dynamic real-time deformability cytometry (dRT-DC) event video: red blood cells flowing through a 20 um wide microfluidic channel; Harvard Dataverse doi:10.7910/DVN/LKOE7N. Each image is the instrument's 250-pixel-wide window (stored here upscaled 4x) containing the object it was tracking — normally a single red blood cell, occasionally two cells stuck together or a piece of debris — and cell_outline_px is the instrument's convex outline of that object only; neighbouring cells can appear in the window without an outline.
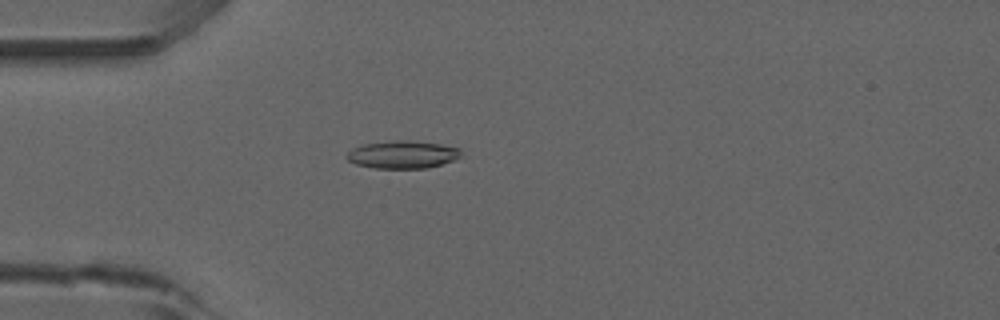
{"species": "common noctule bat (a hibernating species)", "species_latin": "Nyctalus noctula", "temperature_condition": "room temperature", "stored_images_in_passage": 6, "camera_frame_rate_fps": 3000, "um_per_image_px": 0.085, "animal": {"sex": "male", "forearm_length_mm": 52.5}, "frame": {"image": 1, "passage_image": 5, "time_ms": 4.667, "image_size_px": [1000, 320], "cell_outline_px": [[460, 156], [452, 160], [428, 168], [376, 168], [356, 164], [348, 160], [344, 156], [352, 148], [364, 144], [392, 140], [408, 140], [440, 144], [460, 148]], "centroid_in_image_um": [34.18, 13.13], "position_along_channel_um": 50.8, "area_um2": 18.32}}